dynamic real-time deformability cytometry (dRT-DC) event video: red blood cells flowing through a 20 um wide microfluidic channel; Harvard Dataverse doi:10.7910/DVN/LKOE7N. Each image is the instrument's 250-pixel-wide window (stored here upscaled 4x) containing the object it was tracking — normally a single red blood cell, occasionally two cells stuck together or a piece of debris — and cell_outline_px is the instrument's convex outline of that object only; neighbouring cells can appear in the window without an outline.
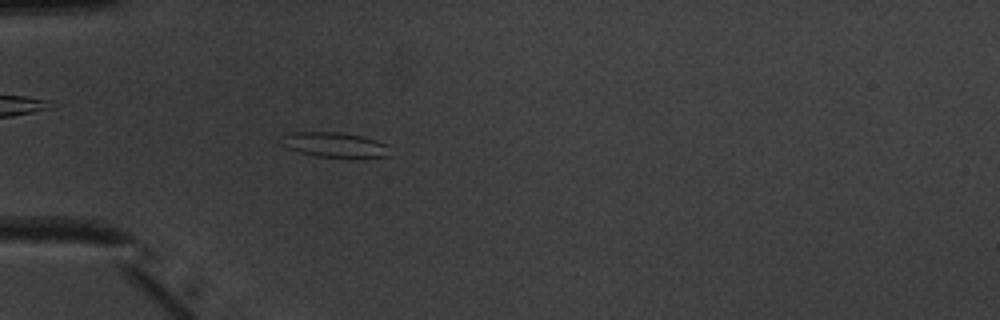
{"species": "common noctule bat (a hibernating species)", "species_latin": "Nyctalus noctula", "temperature_condition": "warm", "stored_images_in_passage": 51, "camera_frame_rate_fps": 3000, "um_per_image_px": 0.085, "animal": {"sex": "male", "body_mass_g": 20.1, "forearm_length_mm": 53.5}, "frame": {"image": 1, "passage_image": 16, "time_ms": 5.0, "image_size_px": [1000, 320], "cell_outline_px": [[392, 156], [316, 156], [300, 152], [288, 148], [284, 136], [292, 132], [340, 132], [364, 136], [388, 144]], "centroid_in_image_um": [28.56, 12.28], "position_along_channel_um": 56.4, "area_um2": 15.2}}
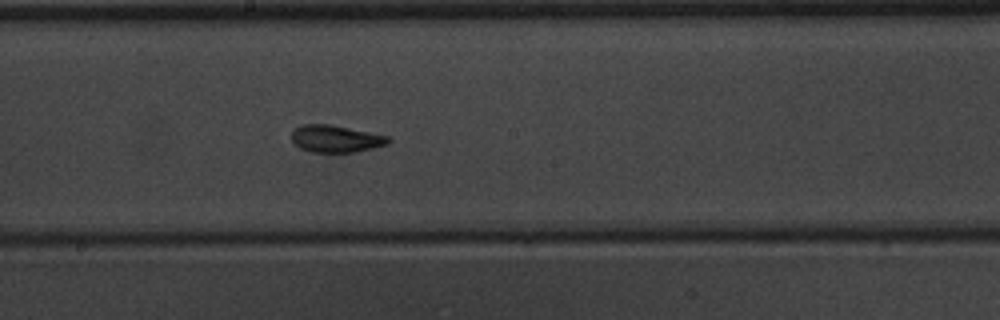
{"frame": {"image": 2, "passage_image": 29, "time_ms": 9.333, "image_size_px": [1000, 320], "cell_outline_px": [[392, 140], [388, 144], [356, 152], [312, 152], [300, 148], [292, 140], [292, 132], [300, 124], [328, 124], [388, 136]], "centroid_in_image_um": [28.54, 11.8], "position_along_channel_um": 219.7, "area_um2": 15.14}}
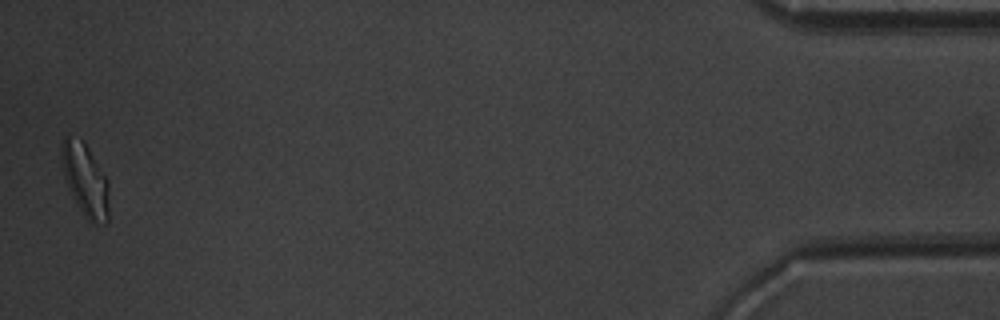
{"frame": {"image": 3, "passage_image": 51, "time_ms": 16.667, "image_size_px": [1000, 320], "cell_outline_px": [[108, 220], [104, 224], [88, 224], [76, 204], [68, 188], [64, 176], [60, 152], [60, 148], [64, 136], [68, 136], [80, 140], [88, 148], [108, 180]], "centroid_in_image_um": [7.24, 15.36], "position_along_channel_um": 428.0, "area_um2": 20.17}, "authors_computed_cell_mechanics": {"area_um2": 15.7794, "velocity_mm_per_s": 3.9682, "shape_relaxation_time_tau1_ms": 3.8007, "shape_relaxation_time_tau2_ms": 1.7429, "deformation_change_tau1": 0.153, "deformation_change_tau2": 0.0872}}